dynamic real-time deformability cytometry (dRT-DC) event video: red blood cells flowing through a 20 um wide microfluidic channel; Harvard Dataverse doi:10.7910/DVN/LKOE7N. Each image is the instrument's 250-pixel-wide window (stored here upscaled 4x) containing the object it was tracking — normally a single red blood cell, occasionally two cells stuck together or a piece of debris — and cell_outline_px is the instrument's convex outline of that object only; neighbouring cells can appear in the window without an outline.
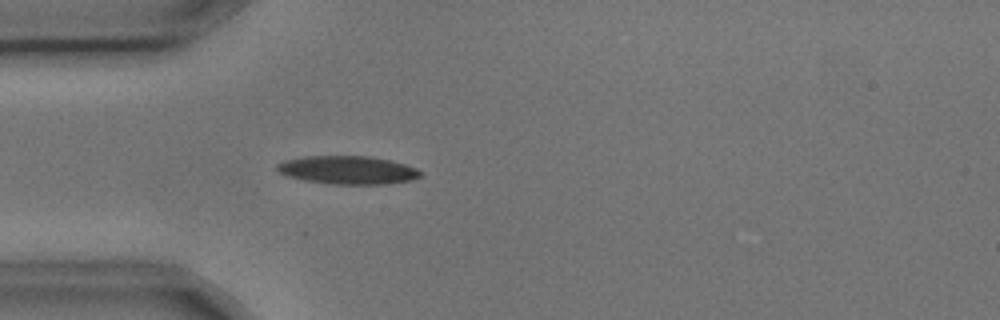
{"species": "common noctule bat (a hibernating species)", "species_latin": "Nyctalus noctula", "temperature_condition": "cold", "stored_images_in_passage": 4, "camera_frame_rate_fps": 3000, "um_per_image_px": 0.085, "animal": {"sex": "male", "body_mass_g": 17.9, "forearm_length_mm": 54.2}, "frame": {"image": 1, "passage_image": 4, "time_ms": 1.0, "image_size_px": [1000, 320], "cell_outline_px": [[424, 176], [412, 180], [384, 184], [336, 184], [304, 180], [288, 176], [280, 172], [276, 168], [276, 164], [284, 160], [304, 156], [372, 156], [392, 160], [416, 168], [424, 172]], "centroid_in_image_um": [29.61, 14.44], "position_along_channel_um": 55.4, "area_um2": 23.76}}